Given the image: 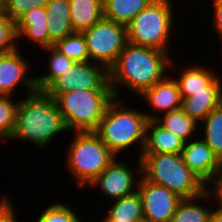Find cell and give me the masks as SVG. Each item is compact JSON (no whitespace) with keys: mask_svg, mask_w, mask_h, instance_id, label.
Wrapping results in <instances>:
<instances>
[{"mask_svg":"<svg viewBox=\"0 0 222 222\" xmlns=\"http://www.w3.org/2000/svg\"><path fill=\"white\" fill-rule=\"evenodd\" d=\"M1 2H2V0H0V10L2 9V3Z\"/></svg>","mask_w":222,"mask_h":222,"instance_id":"37","label":"cell"},{"mask_svg":"<svg viewBox=\"0 0 222 222\" xmlns=\"http://www.w3.org/2000/svg\"><path fill=\"white\" fill-rule=\"evenodd\" d=\"M200 136L184 143L181 156L186 166L207 184L221 169V161Z\"/></svg>","mask_w":222,"mask_h":222,"instance_id":"14","label":"cell"},{"mask_svg":"<svg viewBox=\"0 0 222 222\" xmlns=\"http://www.w3.org/2000/svg\"><path fill=\"white\" fill-rule=\"evenodd\" d=\"M173 59L175 56L171 57L167 52L127 43L108 69V81L114 97L123 98V88L134 96H140L147 88L168 76L167 73L178 69L179 65Z\"/></svg>","mask_w":222,"mask_h":222,"instance_id":"1","label":"cell"},{"mask_svg":"<svg viewBox=\"0 0 222 222\" xmlns=\"http://www.w3.org/2000/svg\"><path fill=\"white\" fill-rule=\"evenodd\" d=\"M22 52V53H21ZM18 48L7 54H0V95H16L18 87L26 88V93L33 92L37 89L36 77L29 74V68L32 64Z\"/></svg>","mask_w":222,"mask_h":222,"instance_id":"12","label":"cell"},{"mask_svg":"<svg viewBox=\"0 0 222 222\" xmlns=\"http://www.w3.org/2000/svg\"><path fill=\"white\" fill-rule=\"evenodd\" d=\"M113 202V203H112ZM105 217L101 221L143 222L144 212L138 190L113 200Z\"/></svg>","mask_w":222,"mask_h":222,"instance_id":"22","label":"cell"},{"mask_svg":"<svg viewBox=\"0 0 222 222\" xmlns=\"http://www.w3.org/2000/svg\"><path fill=\"white\" fill-rule=\"evenodd\" d=\"M206 191L211 196L215 207L222 209V167L206 184Z\"/></svg>","mask_w":222,"mask_h":222,"instance_id":"32","label":"cell"},{"mask_svg":"<svg viewBox=\"0 0 222 222\" xmlns=\"http://www.w3.org/2000/svg\"><path fill=\"white\" fill-rule=\"evenodd\" d=\"M102 222H118V221H102Z\"/></svg>","mask_w":222,"mask_h":222,"instance_id":"38","label":"cell"},{"mask_svg":"<svg viewBox=\"0 0 222 222\" xmlns=\"http://www.w3.org/2000/svg\"><path fill=\"white\" fill-rule=\"evenodd\" d=\"M155 121L166 130L172 132L175 136L188 142L196 138L199 132V123L187 115L182 109L170 111L160 115Z\"/></svg>","mask_w":222,"mask_h":222,"instance_id":"24","label":"cell"},{"mask_svg":"<svg viewBox=\"0 0 222 222\" xmlns=\"http://www.w3.org/2000/svg\"><path fill=\"white\" fill-rule=\"evenodd\" d=\"M201 65L200 63L187 65L188 67L185 65L183 70L180 69V75L174 76L182 98L191 96V92L206 91V88L219 76L218 71L214 72L211 66Z\"/></svg>","mask_w":222,"mask_h":222,"instance_id":"18","label":"cell"},{"mask_svg":"<svg viewBox=\"0 0 222 222\" xmlns=\"http://www.w3.org/2000/svg\"><path fill=\"white\" fill-rule=\"evenodd\" d=\"M116 157L113 162L87 188H98L110 202L137 191L141 177V160L136 159V169L129 161ZM129 162V163H128ZM138 173V174H137ZM112 199V200H111Z\"/></svg>","mask_w":222,"mask_h":222,"instance_id":"9","label":"cell"},{"mask_svg":"<svg viewBox=\"0 0 222 222\" xmlns=\"http://www.w3.org/2000/svg\"><path fill=\"white\" fill-rule=\"evenodd\" d=\"M13 199L8 195L0 197V222H19Z\"/></svg>","mask_w":222,"mask_h":222,"instance_id":"33","label":"cell"},{"mask_svg":"<svg viewBox=\"0 0 222 222\" xmlns=\"http://www.w3.org/2000/svg\"><path fill=\"white\" fill-rule=\"evenodd\" d=\"M184 143L181 138L161 127L155 120H148L142 153L179 154L184 147Z\"/></svg>","mask_w":222,"mask_h":222,"instance_id":"17","label":"cell"},{"mask_svg":"<svg viewBox=\"0 0 222 222\" xmlns=\"http://www.w3.org/2000/svg\"><path fill=\"white\" fill-rule=\"evenodd\" d=\"M74 90H112L108 81V70L103 65L91 61H76L46 89L49 94Z\"/></svg>","mask_w":222,"mask_h":222,"instance_id":"10","label":"cell"},{"mask_svg":"<svg viewBox=\"0 0 222 222\" xmlns=\"http://www.w3.org/2000/svg\"><path fill=\"white\" fill-rule=\"evenodd\" d=\"M15 97L0 95V143L7 141L14 130L20 101Z\"/></svg>","mask_w":222,"mask_h":222,"instance_id":"28","label":"cell"},{"mask_svg":"<svg viewBox=\"0 0 222 222\" xmlns=\"http://www.w3.org/2000/svg\"><path fill=\"white\" fill-rule=\"evenodd\" d=\"M71 26L82 33L103 18V0H69Z\"/></svg>","mask_w":222,"mask_h":222,"instance_id":"21","label":"cell"},{"mask_svg":"<svg viewBox=\"0 0 222 222\" xmlns=\"http://www.w3.org/2000/svg\"><path fill=\"white\" fill-rule=\"evenodd\" d=\"M171 76L169 74L138 96L148 107L147 110L150 111L151 108V113L145 112L148 120H155L162 114L181 109V93L177 81Z\"/></svg>","mask_w":222,"mask_h":222,"instance_id":"13","label":"cell"},{"mask_svg":"<svg viewBox=\"0 0 222 222\" xmlns=\"http://www.w3.org/2000/svg\"><path fill=\"white\" fill-rule=\"evenodd\" d=\"M45 54H48L47 71L42 75L36 77V87L38 90H46L55 80H57L63 73L70 69L76 62L71 58H68L64 54H61L53 46L43 49Z\"/></svg>","mask_w":222,"mask_h":222,"instance_id":"25","label":"cell"},{"mask_svg":"<svg viewBox=\"0 0 222 222\" xmlns=\"http://www.w3.org/2000/svg\"><path fill=\"white\" fill-rule=\"evenodd\" d=\"M101 218H102V217H100L99 222H102V221H101ZM81 220H82V219H80L79 222H84V219H83V221H81Z\"/></svg>","mask_w":222,"mask_h":222,"instance_id":"36","label":"cell"},{"mask_svg":"<svg viewBox=\"0 0 222 222\" xmlns=\"http://www.w3.org/2000/svg\"><path fill=\"white\" fill-rule=\"evenodd\" d=\"M64 202L50 203L45 209H43L35 222H79L81 219L80 213H76L74 209Z\"/></svg>","mask_w":222,"mask_h":222,"instance_id":"29","label":"cell"},{"mask_svg":"<svg viewBox=\"0 0 222 222\" xmlns=\"http://www.w3.org/2000/svg\"><path fill=\"white\" fill-rule=\"evenodd\" d=\"M50 95L72 132L95 131L115 98L112 90H74Z\"/></svg>","mask_w":222,"mask_h":222,"instance_id":"7","label":"cell"},{"mask_svg":"<svg viewBox=\"0 0 222 222\" xmlns=\"http://www.w3.org/2000/svg\"><path fill=\"white\" fill-rule=\"evenodd\" d=\"M140 160L141 175L147 181L168 188L182 199L206 191V184L186 166L181 153H142Z\"/></svg>","mask_w":222,"mask_h":222,"instance_id":"4","label":"cell"},{"mask_svg":"<svg viewBox=\"0 0 222 222\" xmlns=\"http://www.w3.org/2000/svg\"><path fill=\"white\" fill-rule=\"evenodd\" d=\"M61 132L64 136L68 129L54 98L46 90L36 89L20 99L14 130L7 141L22 140L47 149Z\"/></svg>","mask_w":222,"mask_h":222,"instance_id":"2","label":"cell"},{"mask_svg":"<svg viewBox=\"0 0 222 222\" xmlns=\"http://www.w3.org/2000/svg\"><path fill=\"white\" fill-rule=\"evenodd\" d=\"M209 222H222V209L214 207Z\"/></svg>","mask_w":222,"mask_h":222,"instance_id":"35","label":"cell"},{"mask_svg":"<svg viewBox=\"0 0 222 222\" xmlns=\"http://www.w3.org/2000/svg\"><path fill=\"white\" fill-rule=\"evenodd\" d=\"M46 7L31 8L16 22L18 41H27L40 49L49 47V33L47 27Z\"/></svg>","mask_w":222,"mask_h":222,"instance_id":"15","label":"cell"},{"mask_svg":"<svg viewBox=\"0 0 222 222\" xmlns=\"http://www.w3.org/2000/svg\"><path fill=\"white\" fill-rule=\"evenodd\" d=\"M15 22L1 9L0 10V54L10 53L18 48Z\"/></svg>","mask_w":222,"mask_h":222,"instance_id":"30","label":"cell"},{"mask_svg":"<svg viewBox=\"0 0 222 222\" xmlns=\"http://www.w3.org/2000/svg\"><path fill=\"white\" fill-rule=\"evenodd\" d=\"M50 0H2V10L16 22L31 8L46 7Z\"/></svg>","mask_w":222,"mask_h":222,"instance_id":"31","label":"cell"},{"mask_svg":"<svg viewBox=\"0 0 222 222\" xmlns=\"http://www.w3.org/2000/svg\"><path fill=\"white\" fill-rule=\"evenodd\" d=\"M53 47L61 54L78 62H87L89 54L83 33L73 32L62 40L57 41Z\"/></svg>","mask_w":222,"mask_h":222,"instance_id":"27","label":"cell"},{"mask_svg":"<svg viewBox=\"0 0 222 222\" xmlns=\"http://www.w3.org/2000/svg\"><path fill=\"white\" fill-rule=\"evenodd\" d=\"M200 128H203L201 129L202 131ZM198 131L199 134L203 135L201 138L210 146L218 159L222 161V104L214 108L199 123Z\"/></svg>","mask_w":222,"mask_h":222,"instance_id":"26","label":"cell"},{"mask_svg":"<svg viewBox=\"0 0 222 222\" xmlns=\"http://www.w3.org/2000/svg\"><path fill=\"white\" fill-rule=\"evenodd\" d=\"M210 1L211 2L209 3H212L211 6L213 5L210 8L213 10L212 11L213 16H211L213 17L212 18L213 22H211L212 23L211 25H213L212 27L213 29L215 28L214 30L216 32V35L220 38V42L218 41V43H221L222 45V0H210ZM220 49L222 50V46ZM221 56H222V51H221Z\"/></svg>","mask_w":222,"mask_h":222,"instance_id":"34","label":"cell"},{"mask_svg":"<svg viewBox=\"0 0 222 222\" xmlns=\"http://www.w3.org/2000/svg\"><path fill=\"white\" fill-rule=\"evenodd\" d=\"M82 33L87 44L89 60L103 65L107 70L128 43L126 26L105 18Z\"/></svg>","mask_w":222,"mask_h":222,"instance_id":"8","label":"cell"},{"mask_svg":"<svg viewBox=\"0 0 222 222\" xmlns=\"http://www.w3.org/2000/svg\"><path fill=\"white\" fill-rule=\"evenodd\" d=\"M213 207L214 203L207 191L193 198H184L178 204L170 222H209Z\"/></svg>","mask_w":222,"mask_h":222,"instance_id":"20","label":"cell"},{"mask_svg":"<svg viewBox=\"0 0 222 222\" xmlns=\"http://www.w3.org/2000/svg\"><path fill=\"white\" fill-rule=\"evenodd\" d=\"M66 154V170L86 189L117 157L94 131L71 132Z\"/></svg>","mask_w":222,"mask_h":222,"instance_id":"6","label":"cell"},{"mask_svg":"<svg viewBox=\"0 0 222 222\" xmlns=\"http://www.w3.org/2000/svg\"><path fill=\"white\" fill-rule=\"evenodd\" d=\"M137 190L141 198L145 222H170L182 200L176 193L147 181L142 175Z\"/></svg>","mask_w":222,"mask_h":222,"instance_id":"11","label":"cell"},{"mask_svg":"<svg viewBox=\"0 0 222 222\" xmlns=\"http://www.w3.org/2000/svg\"><path fill=\"white\" fill-rule=\"evenodd\" d=\"M154 0H103V18L127 26Z\"/></svg>","mask_w":222,"mask_h":222,"instance_id":"23","label":"cell"},{"mask_svg":"<svg viewBox=\"0 0 222 222\" xmlns=\"http://www.w3.org/2000/svg\"><path fill=\"white\" fill-rule=\"evenodd\" d=\"M173 4L174 0H154L140 11L126 26L128 43L151 47L172 56L170 38L174 34L175 20L178 19Z\"/></svg>","mask_w":222,"mask_h":222,"instance_id":"5","label":"cell"},{"mask_svg":"<svg viewBox=\"0 0 222 222\" xmlns=\"http://www.w3.org/2000/svg\"><path fill=\"white\" fill-rule=\"evenodd\" d=\"M137 108L122 98L115 97L108 104L98 128L94 131L117 157L121 152L125 154L129 149L132 150L137 144V158L140 159L148 119L145 112Z\"/></svg>","mask_w":222,"mask_h":222,"instance_id":"3","label":"cell"},{"mask_svg":"<svg viewBox=\"0 0 222 222\" xmlns=\"http://www.w3.org/2000/svg\"><path fill=\"white\" fill-rule=\"evenodd\" d=\"M49 47L72 34L69 0H50L46 5Z\"/></svg>","mask_w":222,"mask_h":222,"instance_id":"19","label":"cell"},{"mask_svg":"<svg viewBox=\"0 0 222 222\" xmlns=\"http://www.w3.org/2000/svg\"><path fill=\"white\" fill-rule=\"evenodd\" d=\"M222 104V76L219 75L206 91L191 92V96L182 98L181 109L200 123L214 109Z\"/></svg>","mask_w":222,"mask_h":222,"instance_id":"16","label":"cell"}]
</instances>
